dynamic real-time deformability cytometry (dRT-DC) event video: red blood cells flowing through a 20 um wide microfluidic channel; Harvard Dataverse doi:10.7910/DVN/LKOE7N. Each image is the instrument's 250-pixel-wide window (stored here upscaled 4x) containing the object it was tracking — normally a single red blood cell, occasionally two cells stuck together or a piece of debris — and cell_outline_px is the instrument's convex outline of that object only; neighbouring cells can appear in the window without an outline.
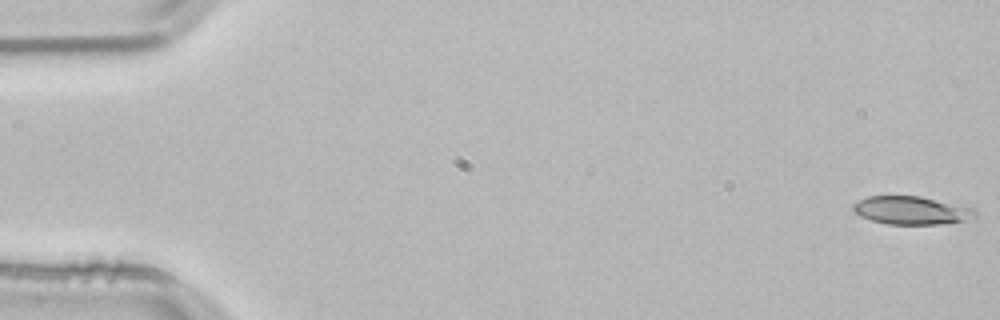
{"species": "common noctule bat (a hibernating species)", "species_latin": "Nyctalus noctula", "temperature_condition": "room temperature", "stored_images_in_passage": 53, "camera_frame_rate_fps": 3000, "um_per_image_px": 0.085, "animal": {"sex": "male", "body_mass_g": 21.5, "forearm_length_mm": 52.0}, "frame": {"image": 1, "passage_image": 1, "time_ms": 0.0, "image_size_px": [1000, 320], "cell_outline_px": [[976, 216], [964, 220], [940, 224], [888, 224], [872, 220], [860, 216], [852, 208], [852, 204], [868, 196], [920, 196], [972, 208], [976, 212]], "centroid_in_image_um": [77.43, 17.88], "position_along_channel_um": 7.6, "area_um2": 19.65}}
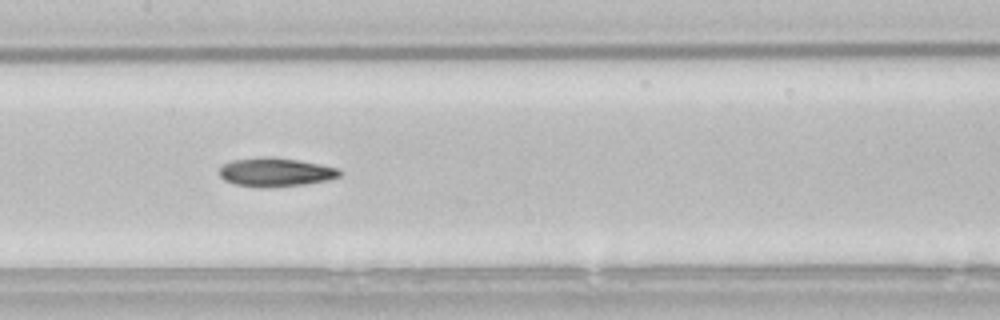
{"frame": {"image": 2, "passage_image": 26, "time_ms": 8.333, "image_size_px": [1000, 320], "cell_outline_px": [[344, 172], [340, 176], [328, 180], [304, 184], [268, 188], [260, 188], [236, 184], [224, 180], [220, 176], [220, 168], [224, 164], [232, 160], [260, 156], [272, 156], [320, 164], [336, 168]], "centroid_in_image_um": [23.42, 14.63], "position_along_channel_um": 184.0, "area_um2": 20.29}}
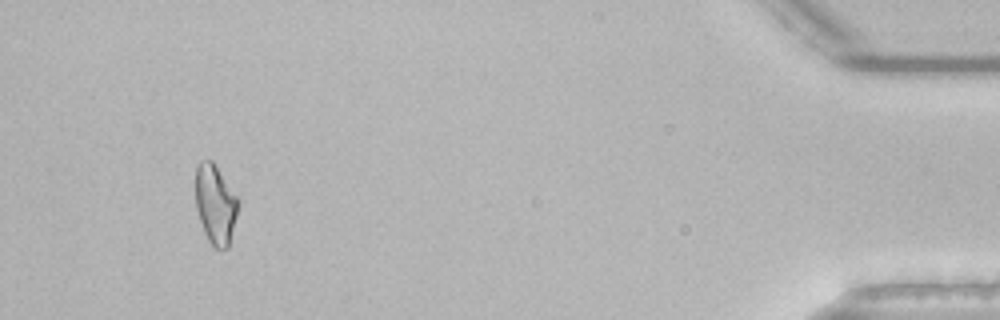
{"frame": {"image": 3, "passage_image": 50, "time_ms": 16.333, "image_size_px": [1000, 320], "cell_outline_px": [[240, 204], [228, 248], [216, 248], [208, 240], [204, 232], [196, 208], [196, 164], [200, 160], [212, 160], [236, 196]], "centroid_in_image_um": [18.31, 17.36], "position_along_channel_um": 416.9, "area_um2": 19.54}, "authors_computed_cell_mechanics": {"area_um2": 19.7676, "velocity_mm_per_s": 3.8263, "shape_relaxation_time_tau1_ms": 10.8484, "shape_relaxation_time_tau2_ms": 6.1938, "deformation_change_tau1": 0.2216, "deformation_change_tau2": 0.1564}}